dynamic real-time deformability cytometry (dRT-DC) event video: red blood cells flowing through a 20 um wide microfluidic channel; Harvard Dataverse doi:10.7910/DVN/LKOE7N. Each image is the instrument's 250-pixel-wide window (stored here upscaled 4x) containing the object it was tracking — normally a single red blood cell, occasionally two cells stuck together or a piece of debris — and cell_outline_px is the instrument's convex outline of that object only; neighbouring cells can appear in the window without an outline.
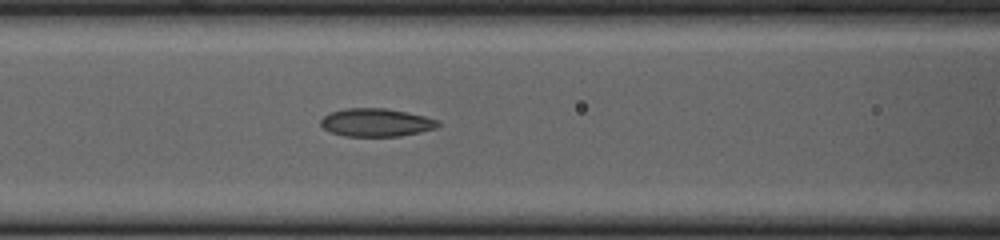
{"species": "common noctule bat (a hibernating species)", "species_latin": "Nyctalus noctula", "temperature_condition": "cold", "stored_images_in_passage": 38, "camera_frame_rate_fps": 3000, "um_per_image_px": 0.085, "animal": {"sex": "female", "body_mass_g": 23.0, "forearm_length_mm": 53.4}, "frame": {"image": 1, "passage_image": 12, "time_ms": 3.667, "image_size_px": [1000, 240], "cell_outline_px": [[440, 124], [436, 128], [420, 132], [400, 136], [344, 136], [332, 132], [324, 128], [320, 124], [320, 120], [324, 116], [332, 112], [344, 108], [384, 108], [424, 116], [440, 120]], "centroid_in_image_um": [31.98, 10.41], "position_along_channel_um": 134.6, "area_um2": 19.07}}
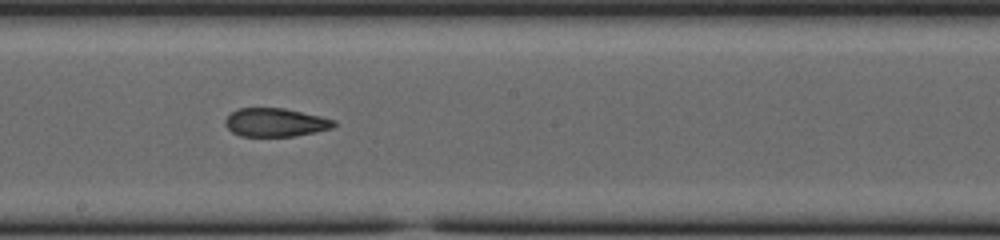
{"frame": {"image": 2, "passage_image": 19, "time_ms": 6.0, "image_size_px": [1000, 240], "cell_outline_px": [[336, 124], [332, 128], [316, 132], [292, 136], [240, 136], [232, 132], [224, 124], [224, 120], [232, 112], [240, 108], [284, 108], [320, 116], [336, 120]], "centroid_in_image_um": [23.41, 10.41], "position_along_channel_um": 224.8, "area_um2": 17.98}}
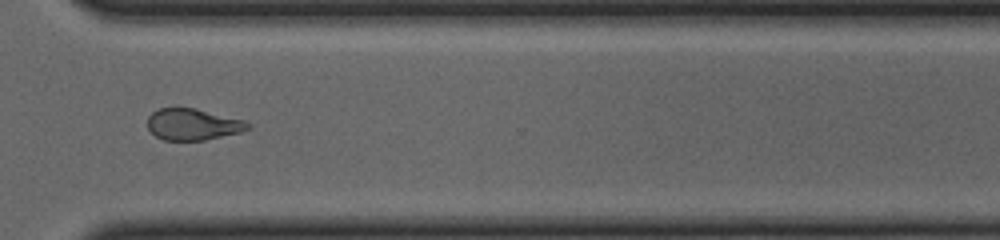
{"frame": {"image": 3, "passage_image": 29, "time_ms": 9.333, "image_size_px": [1000, 240], "cell_outline_px": [[252, 124], [248, 128], [240, 132], [204, 140], [164, 140], [156, 136], [148, 128], [148, 116], [152, 112], [160, 108], [192, 108], [244, 120]], "centroid_in_image_um": [16.38, 10.57], "position_along_channel_um": 354.2, "area_um2": 18.09}, "authors_computed_cell_mechanics": {"area_um2": 18.9295, "velocity_mm_per_s": 3.8819, "shape_relaxation_time_tau1_ms": null, "shape_relaxation_time_tau2_ms": 2.4179, "deformation_change_tau1": null, "deformation_change_tau2": 0.0934}}